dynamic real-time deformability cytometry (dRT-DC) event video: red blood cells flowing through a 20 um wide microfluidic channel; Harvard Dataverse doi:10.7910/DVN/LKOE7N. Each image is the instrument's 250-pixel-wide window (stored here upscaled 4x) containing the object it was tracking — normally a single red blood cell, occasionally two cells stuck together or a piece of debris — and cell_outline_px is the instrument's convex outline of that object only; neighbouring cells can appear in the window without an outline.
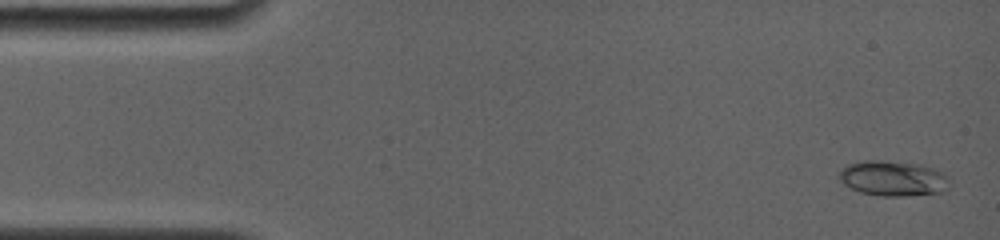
{"species": "common noctule bat (a hibernating species)", "species_latin": "Nyctalus noctula", "temperature_condition": "room temperature", "stored_images_in_passage": 32, "camera_frame_rate_fps": 4000, "um_per_image_px": 0.085, "animal": {"sex": "female", "body_mass_g": 19.0, "forearm_length_mm": 56.7}, "frame": {"image": 1, "passage_image": 1, "time_ms": 0.0, "image_size_px": [1000, 240], "cell_outline_px": [[948, 188], [944, 192], [900, 196], [884, 196], [860, 192], [836, 180], [836, 176], [840, 168], [848, 164], [904, 164], [932, 168], [944, 172], [948, 176]], "centroid_in_image_um": [75.91, 15.24], "position_along_channel_um": 9.1, "area_um2": 21.44}}
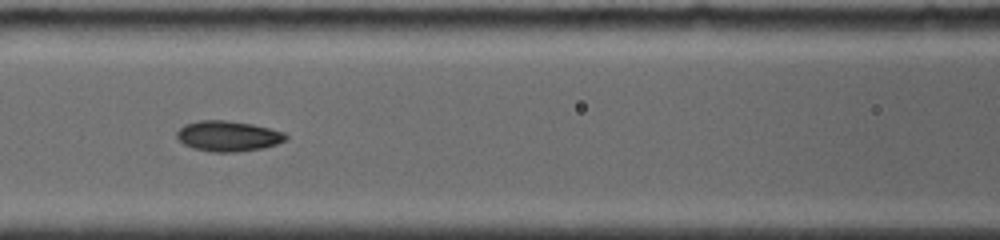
{"frame": {"image": 2, "passage_image": 14, "time_ms": 6.5, "image_size_px": [1000, 240], "cell_outline_px": [[288, 140], [264, 148], [236, 152], [212, 152], [192, 148], [184, 144], [176, 136], [176, 132], [184, 124], [200, 120], [224, 120], [252, 124], [284, 132], [288, 136]], "centroid_in_image_um": [19.39, 11.57], "position_along_channel_um": 147.2, "area_um2": 19.42}}
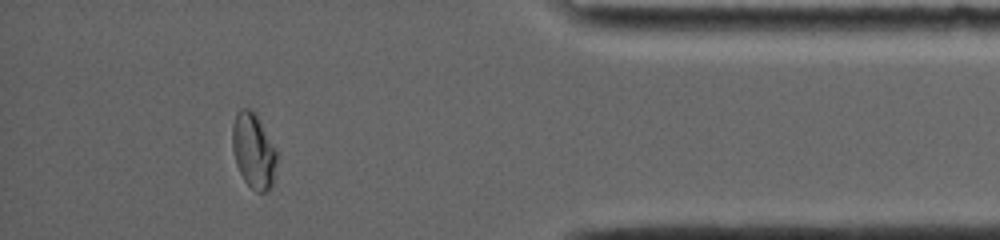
{"frame": {"image": 3, "passage_image": 28, "time_ms": 14.0, "image_size_px": [1000, 240], "cell_outline_px": [[280, 152], [272, 184], [264, 192], [256, 192], [244, 180], [236, 164], [232, 148], [232, 124], [236, 112], [240, 108], [248, 108], [256, 112]], "centroid_in_image_um": [21.58, 12.76], "position_along_channel_um": 413.6, "area_um2": 20.17}, "authors_computed_cell_mechanics": {"area_um2": 19.0451, "velocity_mm_per_s": 3.8672, "shape_relaxation_time_tau1_ms": 4.5466, "shape_relaxation_time_tau2_ms": null, "deformation_change_tau1": 0.18, "deformation_change_tau2": null}}